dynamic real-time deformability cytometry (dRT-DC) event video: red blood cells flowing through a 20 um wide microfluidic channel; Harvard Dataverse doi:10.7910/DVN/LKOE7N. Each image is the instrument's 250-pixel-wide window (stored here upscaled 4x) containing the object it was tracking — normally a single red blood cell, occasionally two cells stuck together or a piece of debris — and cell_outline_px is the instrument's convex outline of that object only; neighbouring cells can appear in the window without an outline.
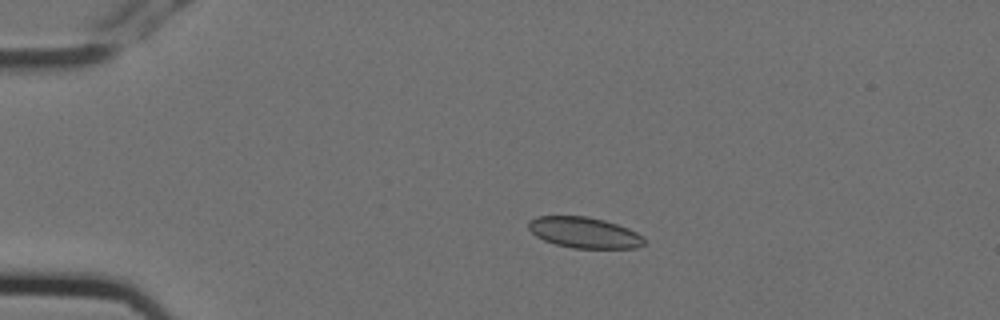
{"species": "Egyptian fruit bat (a non-hibernating species)", "species_latin": "Rousettus aegyptiacus", "temperature_condition": "cold", "stored_images_in_passage": 7, "camera_frame_rate_fps": 3000, "um_per_image_px": 0.085, "animal": {"sex": "female"}, "frame": {"image": 1, "passage_image": 3, "time_ms": 0.667, "image_size_px": [1000, 320], "cell_outline_px": [[644, 244], [636, 248], [572, 248], [556, 244], [544, 240], [536, 236], [528, 228], [528, 220], [536, 216], [588, 216], [604, 220], [628, 228], [644, 236]], "centroid_in_image_um": [49.65, 19.76], "position_along_channel_um": 35.3, "area_um2": 20.87}}
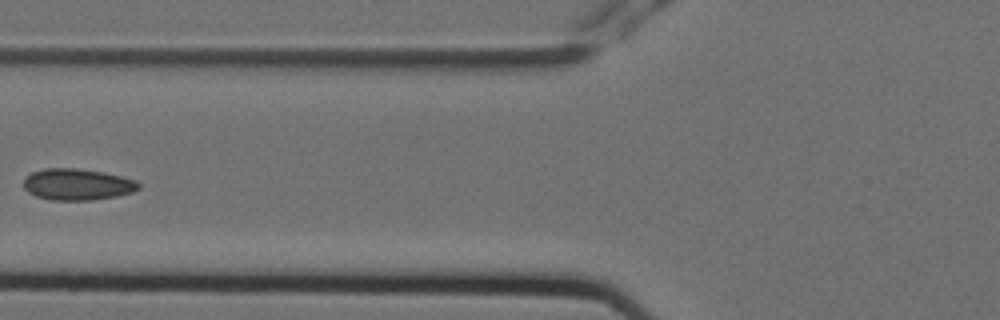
{"frame": {"image": 2, "passage_image": 6, "time_ms": 1.667, "image_size_px": [1000, 320], "cell_outline_px": [[140, 188], [132, 192], [116, 196], [92, 200], [52, 200], [36, 196], [28, 192], [24, 188], [24, 176], [32, 172], [48, 168], [76, 168], [104, 172], [136, 180], [140, 184]], "centroid_in_image_um": [6.56, 15.67], "position_along_channel_um": 119.2, "area_um2": 21.1}}
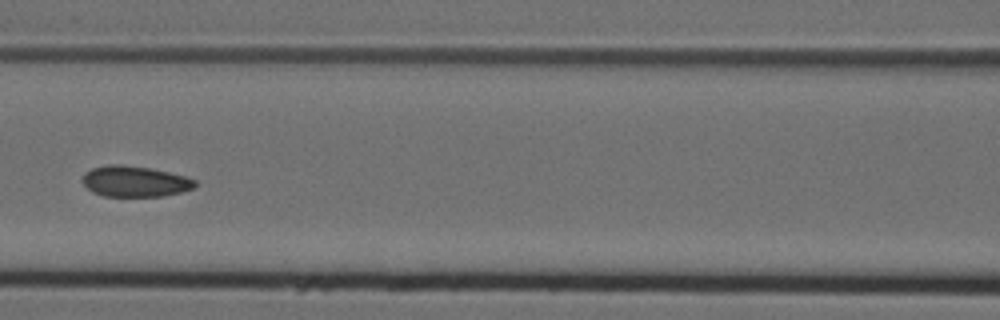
{"frame": {"image": 3, "passage_image": 7, "time_ms": 2.0, "image_size_px": [1000, 320], "cell_outline_px": [[196, 184], [192, 188], [180, 192], [160, 196], [104, 196], [92, 192], [84, 184], [84, 172], [92, 168], [108, 164], [120, 164], [148, 168], [168, 172], [184, 176], [196, 180]], "centroid_in_image_um": [11.44, 15.41], "position_along_channel_um": 155.2, "area_um2": 19.94}}